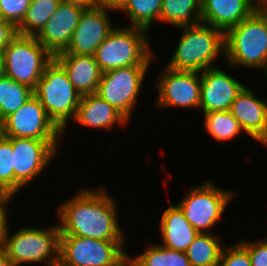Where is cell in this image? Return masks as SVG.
<instances>
[{"mask_svg":"<svg viewBox=\"0 0 267 266\" xmlns=\"http://www.w3.org/2000/svg\"><path fill=\"white\" fill-rule=\"evenodd\" d=\"M81 187L74 196L58 204L56 217L60 235L127 241L124 228L118 222L115 197L110 195L105 186Z\"/></svg>","mask_w":267,"mask_h":266,"instance_id":"1","label":"cell"},{"mask_svg":"<svg viewBox=\"0 0 267 266\" xmlns=\"http://www.w3.org/2000/svg\"><path fill=\"white\" fill-rule=\"evenodd\" d=\"M9 219L0 232V242L4 246L11 266L45 264L58 266L59 264V236L58 223L40 228L23 226L11 234Z\"/></svg>","mask_w":267,"mask_h":266,"instance_id":"2","label":"cell"},{"mask_svg":"<svg viewBox=\"0 0 267 266\" xmlns=\"http://www.w3.org/2000/svg\"><path fill=\"white\" fill-rule=\"evenodd\" d=\"M178 29L181 30L180 38L165 66L174 70L201 72L216 67L218 57H225L222 30L202 22Z\"/></svg>","mask_w":267,"mask_h":266,"instance_id":"3","label":"cell"},{"mask_svg":"<svg viewBox=\"0 0 267 266\" xmlns=\"http://www.w3.org/2000/svg\"><path fill=\"white\" fill-rule=\"evenodd\" d=\"M228 69L263 70L267 62V19L255 10L224 33ZM232 68V69H231Z\"/></svg>","mask_w":267,"mask_h":266,"instance_id":"4","label":"cell"},{"mask_svg":"<svg viewBox=\"0 0 267 266\" xmlns=\"http://www.w3.org/2000/svg\"><path fill=\"white\" fill-rule=\"evenodd\" d=\"M143 28L115 26L94 53L102 72L132 65H151L157 62L149 33Z\"/></svg>","mask_w":267,"mask_h":266,"instance_id":"5","label":"cell"},{"mask_svg":"<svg viewBox=\"0 0 267 266\" xmlns=\"http://www.w3.org/2000/svg\"><path fill=\"white\" fill-rule=\"evenodd\" d=\"M33 93L41 101L49 118L63 132V137L67 135L66 128L75 118L81 95L55 59L45 67Z\"/></svg>","mask_w":267,"mask_h":266,"instance_id":"6","label":"cell"},{"mask_svg":"<svg viewBox=\"0 0 267 266\" xmlns=\"http://www.w3.org/2000/svg\"><path fill=\"white\" fill-rule=\"evenodd\" d=\"M189 188L177 205L199 233H215L214 227L236 197V191L216 186L209 179Z\"/></svg>","mask_w":267,"mask_h":266,"instance_id":"7","label":"cell"},{"mask_svg":"<svg viewBox=\"0 0 267 266\" xmlns=\"http://www.w3.org/2000/svg\"><path fill=\"white\" fill-rule=\"evenodd\" d=\"M125 242L60 235L58 266H121L128 259Z\"/></svg>","mask_w":267,"mask_h":266,"instance_id":"8","label":"cell"},{"mask_svg":"<svg viewBox=\"0 0 267 266\" xmlns=\"http://www.w3.org/2000/svg\"><path fill=\"white\" fill-rule=\"evenodd\" d=\"M4 76L35 89L54 56L35 36H17L4 48Z\"/></svg>","mask_w":267,"mask_h":266,"instance_id":"9","label":"cell"},{"mask_svg":"<svg viewBox=\"0 0 267 266\" xmlns=\"http://www.w3.org/2000/svg\"><path fill=\"white\" fill-rule=\"evenodd\" d=\"M149 69L150 65H132L103 72L96 94L131 122Z\"/></svg>","mask_w":267,"mask_h":266,"instance_id":"10","label":"cell"},{"mask_svg":"<svg viewBox=\"0 0 267 266\" xmlns=\"http://www.w3.org/2000/svg\"><path fill=\"white\" fill-rule=\"evenodd\" d=\"M61 140L12 138L14 160V200L21 189L37 180L62 148ZM61 145V146H60Z\"/></svg>","mask_w":267,"mask_h":266,"instance_id":"11","label":"cell"},{"mask_svg":"<svg viewBox=\"0 0 267 266\" xmlns=\"http://www.w3.org/2000/svg\"><path fill=\"white\" fill-rule=\"evenodd\" d=\"M159 73L154 85L156 108L200 109V72L174 70L164 65Z\"/></svg>","mask_w":267,"mask_h":266,"instance_id":"12","label":"cell"},{"mask_svg":"<svg viewBox=\"0 0 267 266\" xmlns=\"http://www.w3.org/2000/svg\"><path fill=\"white\" fill-rule=\"evenodd\" d=\"M2 135L38 140L64 139L63 132L49 118L35 95L2 121Z\"/></svg>","mask_w":267,"mask_h":266,"instance_id":"13","label":"cell"},{"mask_svg":"<svg viewBox=\"0 0 267 266\" xmlns=\"http://www.w3.org/2000/svg\"><path fill=\"white\" fill-rule=\"evenodd\" d=\"M109 11L115 13L116 9L99 5L86 8L73 32L70 44L59 54L94 55L98 46L115 28Z\"/></svg>","mask_w":267,"mask_h":266,"instance_id":"14","label":"cell"},{"mask_svg":"<svg viewBox=\"0 0 267 266\" xmlns=\"http://www.w3.org/2000/svg\"><path fill=\"white\" fill-rule=\"evenodd\" d=\"M200 76L201 95L199 111H203V113L230 110L237 95L246 86L219 66L201 71Z\"/></svg>","mask_w":267,"mask_h":266,"instance_id":"15","label":"cell"},{"mask_svg":"<svg viewBox=\"0 0 267 266\" xmlns=\"http://www.w3.org/2000/svg\"><path fill=\"white\" fill-rule=\"evenodd\" d=\"M85 9L80 5L60 2L46 25L35 36L36 39L53 56L64 52Z\"/></svg>","mask_w":267,"mask_h":266,"instance_id":"16","label":"cell"},{"mask_svg":"<svg viewBox=\"0 0 267 266\" xmlns=\"http://www.w3.org/2000/svg\"><path fill=\"white\" fill-rule=\"evenodd\" d=\"M90 129L111 132L113 127H127L130 122L106 100L96 93L81 96L73 122Z\"/></svg>","mask_w":267,"mask_h":266,"instance_id":"17","label":"cell"},{"mask_svg":"<svg viewBox=\"0 0 267 266\" xmlns=\"http://www.w3.org/2000/svg\"><path fill=\"white\" fill-rule=\"evenodd\" d=\"M245 86L231 105L230 112L246 135L255 138L267 126V99Z\"/></svg>","mask_w":267,"mask_h":266,"instance_id":"18","label":"cell"},{"mask_svg":"<svg viewBox=\"0 0 267 266\" xmlns=\"http://www.w3.org/2000/svg\"><path fill=\"white\" fill-rule=\"evenodd\" d=\"M256 10V0H202L201 22L224 33Z\"/></svg>","mask_w":267,"mask_h":266,"instance_id":"19","label":"cell"},{"mask_svg":"<svg viewBox=\"0 0 267 266\" xmlns=\"http://www.w3.org/2000/svg\"><path fill=\"white\" fill-rule=\"evenodd\" d=\"M160 218V245L171 250L186 252L199 232L188 222L180 207L170 202Z\"/></svg>","mask_w":267,"mask_h":266,"instance_id":"20","label":"cell"},{"mask_svg":"<svg viewBox=\"0 0 267 266\" xmlns=\"http://www.w3.org/2000/svg\"><path fill=\"white\" fill-rule=\"evenodd\" d=\"M54 59L64 68L81 96L97 93L103 72L93 55L57 54Z\"/></svg>","mask_w":267,"mask_h":266,"instance_id":"21","label":"cell"},{"mask_svg":"<svg viewBox=\"0 0 267 266\" xmlns=\"http://www.w3.org/2000/svg\"><path fill=\"white\" fill-rule=\"evenodd\" d=\"M202 0H163L159 14V24L175 26H195L201 22Z\"/></svg>","mask_w":267,"mask_h":266,"instance_id":"22","label":"cell"},{"mask_svg":"<svg viewBox=\"0 0 267 266\" xmlns=\"http://www.w3.org/2000/svg\"><path fill=\"white\" fill-rule=\"evenodd\" d=\"M220 233H199L186 254L191 266H219L224 247Z\"/></svg>","mask_w":267,"mask_h":266,"instance_id":"23","label":"cell"},{"mask_svg":"<svg viewBox=\"0 0 267 266\" xmlns=\"http://www.w3.org/2000/svg\"><path fill=\"white\" fill-rule=\"evenodd\" d=\"M148 245L137 256L128 254L130 266H191L186 252L171 250L155 243Z\"/></svg>","mask_w":267,"mask_h":266,"instance_id":"24","label":"cell"},{"mask_svg":"<svg viewBox=\"0 0 267 266\" xmlns=\"http://www.w3.org/2000/svg\"><path fill=\"white\" fill-rule=\"evenodd\" d=\"M163 0H125L117 9L116 13H124L130 23L125 26L139 27L147 31L151 30L152 24L159 23V14Z\"/></svg>","mask_w":267,"mask_h":266,"instance_id":"25","label":"cell"},{"mask_svg":"<svg viewBox=\"0 0 267 266\" xmlns=\"http://www.w3.org/2000/svg\"><path fill=\"white\" fill-rule=\"evenodd\" d=\"M202 116L206 132L219 144L233 140L239 134L244 135L239 122L229 110L211 111L203 113Z\"/></svg>","mask_w":267,"mask_h":266,"instance_id":"26","label":"cell"},{"mask_svg":"<svg viewBox=\"0 0 267 266\" xmlns=\"http://www.w3.org/2000/svg\"><path fill=\"white\" fill-rule=\"evenodd\" d=\"M60 0H31L28 10L17 27L23 36H36L57 10Z\"/></svg>","mask_w":267,"mask_h":266,"instance_id":"27","label":"cell"},{"mask_svg":"<svg viewBox=\"0 0 267 266\" xmlns=\"http://www.w3.org/2000/svg\"><path fill=\"white\" fill-rule=\"evenodd\" d=\"M34 95L33 89L6 76L0 77V120L16 112Z\"/></svg>","mask_w":267,"mask_h":266,"instance_id":"28","label":"cell"},{"mask_svg":"<svg viewBox=\"0 0 267 266\" xmlns=\"http://www.w3.org/2000/svg\"><path fill=\"white\" fill-rule=\"evenodd\" d=\"M12 137H0V190L14 199V160Z\"/></svg>","mask_w":267,"mask_h":266,"instance_id":"29","label":"cell"},{"mask_svg":"<svg viewBox=\"0 0 267 266\" xmlns=\"http://www.w3.org/2000/svg\"><path fill=\"white\" fill-rule=\"evenodd\" d=\"M31 0H0V18L16 28L21 24Z\"/></svg>","mask_w":267,"mask_h":266,"instance_id":"30","label":"cell"},{"mask_svg":"<svg viewBox=\"0 0 267 266\" xmlns=\"http://www.w3.org/2000/svg\"><path fill=\"white\" fill-rule=\"evenodd\" d=\"M219 266H252L248 250L240 242L231 245L224 243Z\"/></svg>","mask_w":267,"mask_h":266,"instance_id":"31","label":"cell"},{"mask_svg":"<svg viewBox=\"0 0 267 266\" xmlns=\"http://www.w3.org/2000/svg\"><path fill=\"white\" fill-rule=\"evenodd\" d=\"M247 250L252 266H267V240L257 239L256 241L239 240Z\"/></svg>","mask_w":267,"mask_h":266,"instance_id":"32","label":"cell"},{"mask_svg":"<svg viewBox=\"0 0 267 266\" xmlns=\"http://www.w3.org/2000/svg\"><path fill=\"white\" fill-rule=\"evenodd\" d=\"M17 34V28L12 23L0 18V52H3Z\"/></svg>","mask_w":267,"mask_h":266,"instance_id":"33","label":"cell"},{"mask_svg":"<svg viewBox=\"0 0 267 266\" xmlns=\"http://www.w3.org/2000/svg\"><path fill=\"white\" fill-rule=\"evenodd\" d=\"M12 199L9 198L2 190H0V232L10 215V209L7 208ZM9 209V210H8Z\"/></svg>","mask_w":267,"mask_h":266,"instance_id":"34","label":"cell"},{"mask_svg":"<svg viewBox=\"0 0 267 266\" xmlns=\"http://www.w3.org/2000/svg\"><path fill=\"white\" fill-rule=\"evenodd\" d=\"M60 2L76 4L85 8H90L97 5L96 0H60Z\"/></svg>","mask_w":267,"mask_h":266,"instance_id":"35","label":"cell"},{"mask_svg":"<svg viewBox=\"0 0 267 266\" xmlns=\"http://www.w3.org/2000/svg\"><path fill=\"white\" fill-rule=\"evenodd\" d=\"M125 0H96L99 6H108L117 9Z\"/></svg>","mask_w":267,"mask_h":266,"instance_id":"36","label":"cell"},{"mask_svg":"<svg viewBox=\"0 0 267 266\" xmlns=\"http://www.w3.org/2000/svg\"><path fill=\"white\" fill-rule=\"evenodd\" d=\"M256 10L267 19V0H256Z\"/></svg>","mask_w":267,"mask_h":266,"instance_id":"37","label":"cell"},{"mask_svg":"<svg viewBox=\"0 0 267 266\" xmlns=\"http://www.w3.org/2000/svg\"><path fill=\"white\" fill-rule=\"evenodd\" d=\"M0 266H11L9 257L6 254L4 246L0 242Z\"/></svg>","mask_w":267,"mask_h":266,"instance_id":"38","label":"cell"},{"mask_svg":"<svg viewBox=\"0 0 267 266\" xmlns=\"http://www.w3.org/2000/svg\"><path fill=\"white\" fill-rule=\"evenodd\" d=\"M257 143H261L263 147L267 148V126L263 129V131L255 138Z\"/></svg>","mask_w":267,"mask_h":266,"instance_id":"39","label":"cell"},{"mask_svg":"<svg viewBox=\"0 0 267 266\" xmlns=\"http://www.w3.org/2000/svg\"><path fill=\"white\" fill-rule=\"evenodd\" d=\"M4 75V57L3 52H0V77Z\"/></svg>","mask_w":267,"mask_h":266,"instance_id":"40","label":"cell"},{"mask_svg":"<svg viewBox=\"0 0 267 266\" xmlns=\"http://www.w3.org/2000/svg\"><path fill=\"white\" fill-rule=\"evenodd\" d=\"M262 71H263V73H264V75H265V77L267 79V62H266V65H265V67H264V69Z\"/></svg>","mask_w":267,"mask_h":266,"instance_id":"41","label":"cell"},{"mask_svg":"<svg viewBox=\"0 0 267 266\" xmlns=\"http://www.w3.org/2000/svg\"><path fill=\"white\" fill-rule=\"evenodd\" d=\"M121 266H130L129 260L127 259Z\"/></svg>","mask_w":267,"mask_h":266,"instance_id":"42","label":"cell"},{"mask_svg":"<svg viewBox=\"0 0 267 266\" xmlns=\"http://www.w3.org/2000/svg\"><path fill=\"white\" fill-rule=\"evenodd\" d=\"M2 136V121L0 120V137Z\"/></svg>","mask_w":267,"mask_h":266,"instance_id":"43","label":"cell"}]
</instances>
